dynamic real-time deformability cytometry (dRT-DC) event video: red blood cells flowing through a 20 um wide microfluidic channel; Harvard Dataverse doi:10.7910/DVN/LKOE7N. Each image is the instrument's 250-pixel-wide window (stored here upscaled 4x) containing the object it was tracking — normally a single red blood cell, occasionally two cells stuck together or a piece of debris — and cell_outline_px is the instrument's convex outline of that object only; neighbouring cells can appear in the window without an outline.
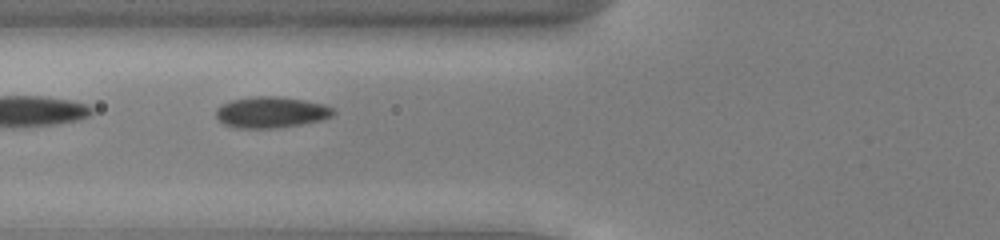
{"species": "common noctule bat (a hibernating species)", "species_latin": "Nyctalus noctula", "temperature_condition": "cold", "stored_images_in_passage": 36, "camera_frame_rate_fps": 3000, "um_per_image_px": 0.085, "animal": {"sex": "male", "body_mass_g": 13.0, "forearm_length_mm": 53.1}, "frame": {"image": 1, "passage_image": 4, "time_ms": 1.0, "image_size_px": [1000, 240], "cell_outline_px": [[336, 112], [332, 116], [320, 120], [300, 124], [276, 128], [236, 128], [224, 124], [216, 116], [216, 108], [232, 100], [256, 96], [276, 96], [304, 100], [324, 104], [332, 108]], "centroid_in_image_um": [23.05, 9.54], "position_along_channel_um": 102.8, "area_um2": 21.1}}
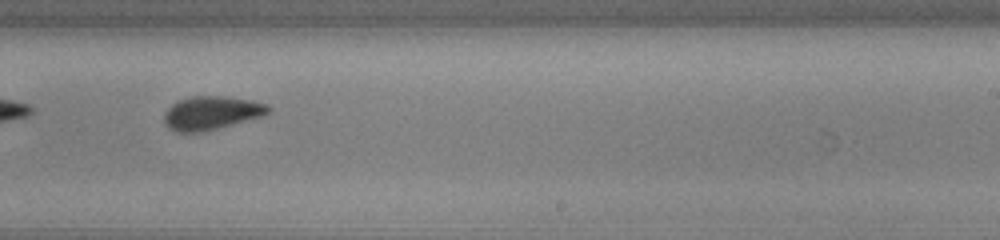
{"frame": {"image": 2, "passage_image": 17, "time_ms": 5.333, "image_size_px": [1000, 240], "cell_outline_px": [[272, 108], [268, 112], [260, 116], [216, 128], [200, 132], [176, 132], [168, 128], [164, 124], [164, 112], [176, 100], [192, 96], [224, 96], [252, 100], [268, 104]], "centroid_in_image_um": [17.92, 9.58], "position_along_channel_um": 271.1, "area_um2": 20.23}}
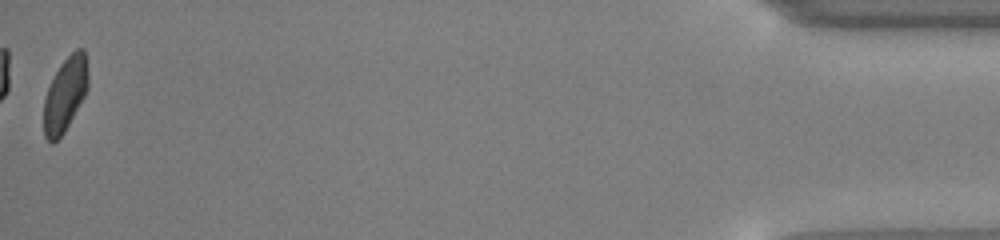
{"frame": {"image": 3, "passage_image": 36, "time_ms": 11.667, "image_size_px": [1000, 240], "cell_outline_px": [[88, 88], [84, 96], [64, 132], [52, 144], [44, 136], [44, 100], [48, 88], [60, 64], [76, 48], [84, 48], [88, 76]], "centroid_in_image_um": [5.54, 8.01], "position_along_channel_um": 429.7, "area_um2": 18.84}, "authors_computed_cell_mechanics": {"area_um2": 20.519, "velocity_mm_per_s": 3.8908, "shape_relaxation_time_tau1_ms": 3.4769, "shape_relaxation_time_tau2_ms": 1.5101, "deformation_change_tau1": 0.0782, "deformation_change_tau2": 0.0393}}